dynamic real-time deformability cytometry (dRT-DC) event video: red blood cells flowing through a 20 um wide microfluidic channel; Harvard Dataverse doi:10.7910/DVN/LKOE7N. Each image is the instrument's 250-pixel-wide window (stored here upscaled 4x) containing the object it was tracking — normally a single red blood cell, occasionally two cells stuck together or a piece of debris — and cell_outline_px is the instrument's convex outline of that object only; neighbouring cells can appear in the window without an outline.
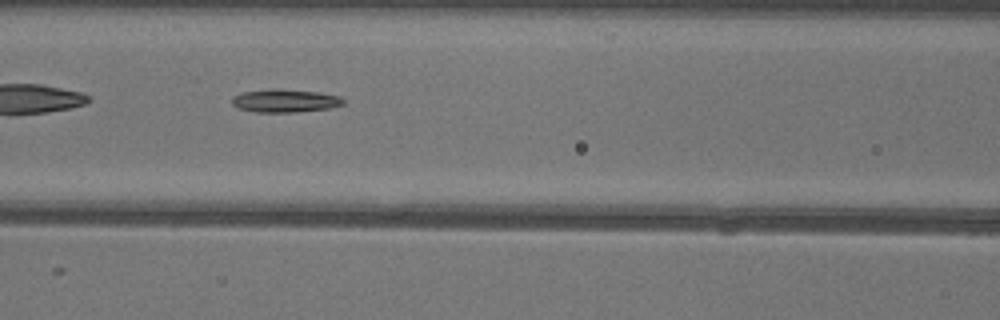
{"species": "common noctule bat (a hibernating species)", "species_latin": "Nyctalus noctula", "temperature_condition": "warm", "stored_images_in_passage": 35, "camera_frame_rate_fps": 3000, "um_per_image_px": 0.085, "animal": {"sex": "female"}, "frame": {"image": 1, "passage_image": 6, "time_ms": 1.667, "image_size_px": [1000, 320], "cell_outline_px": [[344, 104], [332, 108], [296, 112], [256, 112], [240, 108], [232, 104], [232, 96], [240, 92], [320, 92], [340, 96], [344, 100]], "centroid_in_image_um": [24.29, 8.62], "position_along_channel_um": 142.3, "area_um2": 13.99}}
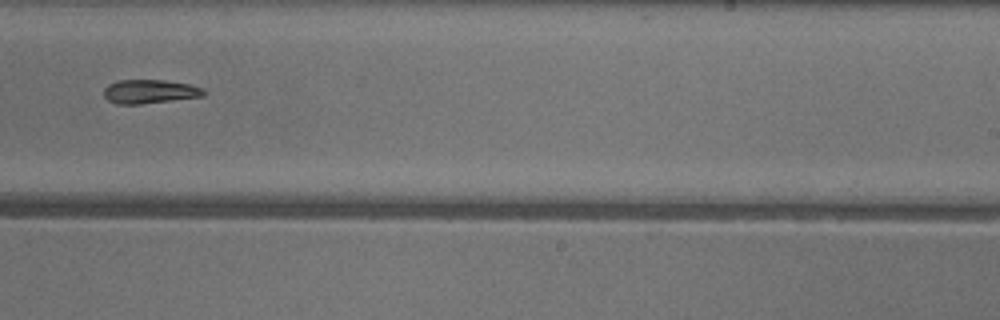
{"frame": {"image": 2, "passage_image": 16, "time_ms": 5.0, "image_size_px": [1000, 320], "cell_outline_px": [[204, 96], [140, 104], [116, 104], [108, 100], [104, 96], [104, 88], [108, 84], [116, 80], [164, 80], [188, 84], [200, 88], [204, 92]], "centroid_in_image_um": [12.66, 7.78], "position_along_channel_um": 276.3, "area_um2": 13.76}}